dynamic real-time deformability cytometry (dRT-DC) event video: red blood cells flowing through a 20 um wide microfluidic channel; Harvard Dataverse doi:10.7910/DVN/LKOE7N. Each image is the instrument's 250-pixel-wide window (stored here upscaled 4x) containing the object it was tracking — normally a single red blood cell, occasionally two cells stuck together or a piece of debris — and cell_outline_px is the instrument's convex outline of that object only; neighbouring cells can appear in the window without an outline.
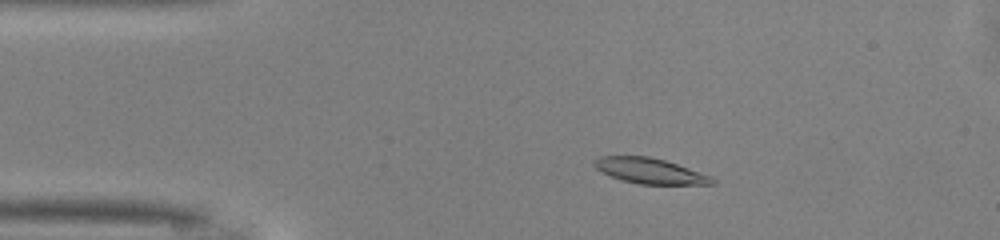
{"species": "common noctule bat (a hibernating species)", "species_latin": "Nyctalus noctula", "temperature_condition": "warm", "stored_images_in_passage": 47, "camera_frame_rate_fps": 3000, "um_per_image_px": 0.085, "animal": {"sex": "male", "body_mass_g": 13.0, "forearm_length_mm": 53.1}, "frame": {"image": 1, "passage_image": 7, "time_ms": 2.0, "image_size_px": [1000, 240], "cell_outline_px": [[716, 184], [640, 184], [620, 180], [596, 168], [592, 164], [592, 160], [600, 156], [648, 156], [664, 160], [712, 176], [716, 180]], "centroid_in_image_um": [55.23, 14.52], "position_along_channel_um": 29.8, "area_um2": 17.4}}
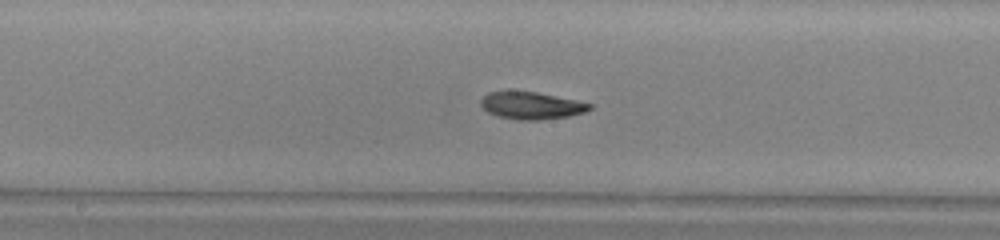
{"frame": {"image": 2, "passage_image": 23, "time_ms": 7.333, "image_size_px": [1000, 240], "cell_outline_px": [[592, 108], [584, 112], [568, 116], [540, 120], [516, 120], [500, 116], [488, 112], [480, 104], [480, 100], [488, 92], [508, 88], [536, 92], [576, 100], [592, 104]], "centroid_in_image_um": [45.11, 8.93], "position_along_channel_um": 203.1, "area_um2": 17.69}}
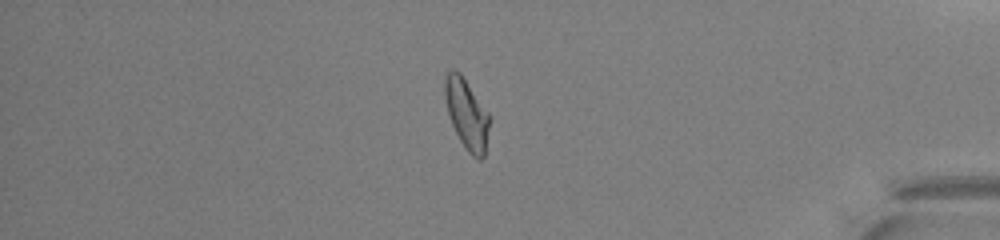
{"frame": {"image": 3, "passage_image": 40, "time_ms": 13.0, "image_size_px": [1000, 240], "cell_outline_px": [[488, 128], [484, 156], [480, 160], [476, 160], [468, 152], [460, 140], [452, 124], [448, 112], [444, 96], [444, 80], [448, 72], [452, 68], [460, 72], [488, 112]], "centroid_in_image_um": [39.64, 9.67], "position_along_channel_um": 395.6, "area_um2": 17.92}, "authors_computed_cell_mechanics": {"area_um2": 17.6868, "velocity_mm_per_s": 4.0985, "shape_relaxation_time_tau1_ms": 3.8292, "shape_relaxation_time_tau2_ms": 2.6346, "deformation_change_tau1": 0.1336, "deformation_change_tau2": 0.0824}}